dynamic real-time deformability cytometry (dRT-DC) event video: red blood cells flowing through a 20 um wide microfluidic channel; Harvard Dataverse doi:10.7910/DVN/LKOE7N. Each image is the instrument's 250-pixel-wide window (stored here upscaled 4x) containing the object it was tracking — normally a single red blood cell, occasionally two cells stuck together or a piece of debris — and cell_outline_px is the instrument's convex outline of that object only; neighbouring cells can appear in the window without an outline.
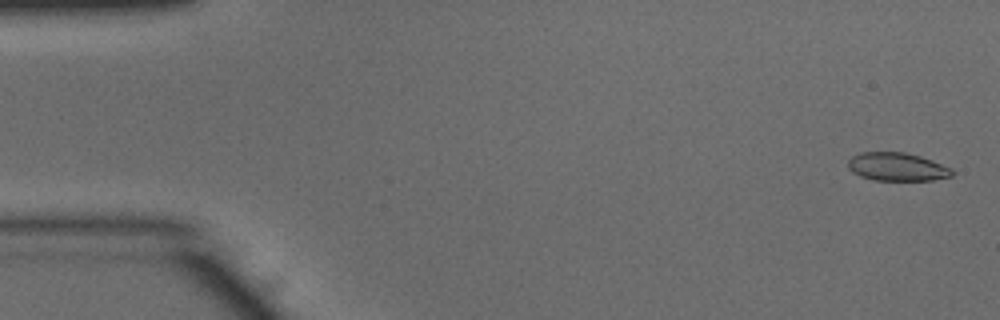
{"species": "common noctule bat (a hibernating species)", "species_latin": "Nyctalus noctula", "temperature_condition": "warm", "stored_images_in_passage": 48, "camera_frame_rate_fps": 3000, "um_per_image_px": 0.085, "animal": {"sex": "male", "body_mass_g": 15.6}, "frame": {"image": 1, "passage_image": 2, "time_ms": 0.333, "image_size_px": [1000, 320], "cell_outline_px": [[956, 172], [952, 176], [932, 180], [872, 180], [860, 176], [852, 172], [848, 168], [848, 160], [852, 156], [860, 152], [904, 152], [920, 156], [932, 160], [952, 168]], "centroid_in_image_um": [76.26, 14.18], "position_along_channel_um": 8.7, "area_um2": 17.28}}
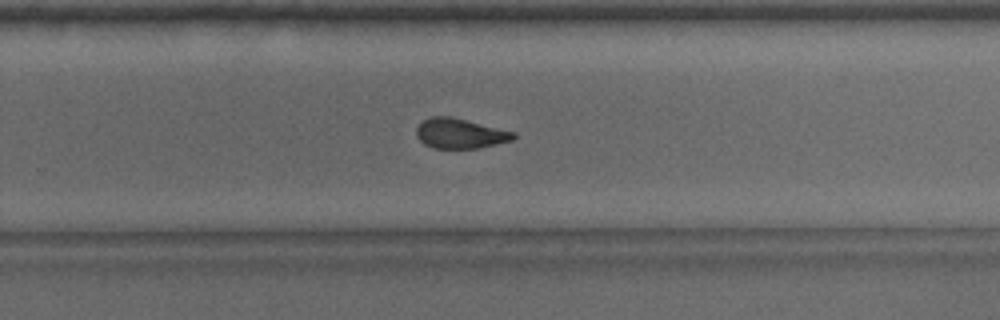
{"frame": {"image": 2, "passage_image": 33, "time_ms": 10.667, "image_size_px": [1000, 320], "cell_outline_px": [[516, 136], [512, 140], [496, 144], [476, 148], [432, 148], [424, 144], [416, 136], [416, 128], [424, 120], [432, 116], [452, 116], [516, 132]], "centroid_in_image_um": [39.1, 11.34], "position_along_channel_um": 290.7, "area_um2": 16.99}}
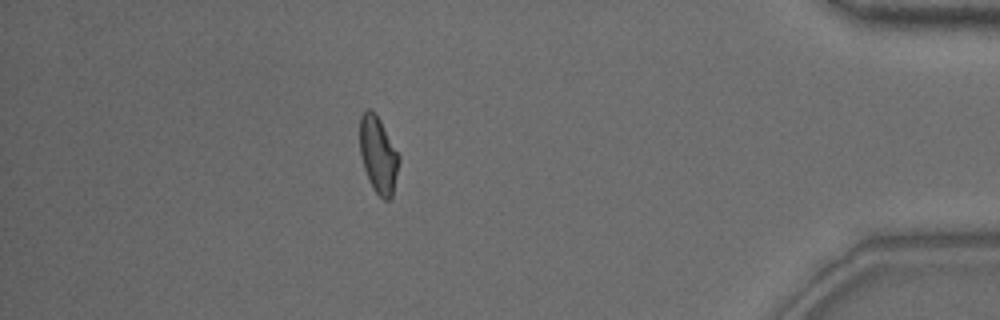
{"frame": {"image": 3, "passage_image": 45, "time_ms": 14.667, "image_size_px": [1000, 320], "cell_outline_px": [[400, 160], [392, 196], [388, 200], [384, 200], [372, 188], [364, 168], [360, 152], [360, 116], [368, 108], [372, 108], [376, 112], [400, 156]], "centroid_in_image_um": [32.15, 13.13], "position_along_channel_um": 403.0, "area_um2": 17.51}, "authors_computed_cell_mechanics": {"area_um2": 17.7157, "velocity_mm_per_s": 3.9605, "shape_relaxation_time_tau1_ms": 5.5061, "shape_relaxation_time_tau2_ms": 1.5822, "deformation_change_tau1": 0.1621, "deformation_change_tau2": 0.0823}}